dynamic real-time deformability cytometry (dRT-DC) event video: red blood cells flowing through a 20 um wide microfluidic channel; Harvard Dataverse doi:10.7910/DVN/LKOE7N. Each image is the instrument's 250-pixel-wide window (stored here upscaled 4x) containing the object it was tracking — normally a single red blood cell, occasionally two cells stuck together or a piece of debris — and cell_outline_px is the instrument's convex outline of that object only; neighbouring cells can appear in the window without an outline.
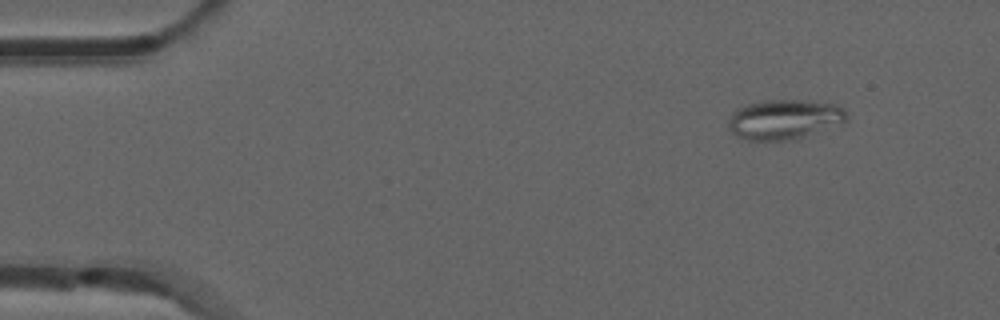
{"species": "common noctule bat (a hibernating species)", "species_latin": "Nyctalus noctula", "temperature_condition": "room temperature", "stored_images_in_passage": 48, "camera_frame_rate_fps": 3000, "um_per_image_px": 0.085, "animal": {"sex": "male", "forearm_length_mm": 52.5}, "frame": {"image": 1, "passage_image": 1, "time_ms": 0.0, "image_size_px": [1000, 320], "cell_outline_px": [[848, 120], [796, 140], [748, 140], [736, 136], [728, 128], [728, 120], [732, 112], [736, 108], [748, 104], [764, 100], [804, 100], [836, 104], [844, 108], [848, 116]], "centroid_in_image_um": [66.65, 10.14], "position_along_channel_um": 18.3, "area_um2": 27.63}}
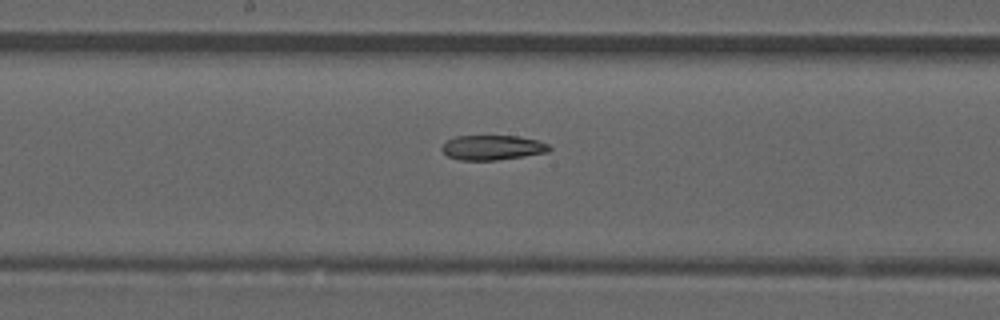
{"frame": {"image": 2, "passage_image": 23, "time_ms": 7.333, "image_size_px": [1000, 320], "cell_outline_px": [[552, 148], [548, 152], [496, 160], [460, 160], [448, 156], [440, 148], [448, 140], [456, 136], [520, 136], [536, 140], [548, 144]], "centroid_in_image_um": [41.86, 12.54], "position_along_channel_um": 206.3, "area_um2": 15.37}}
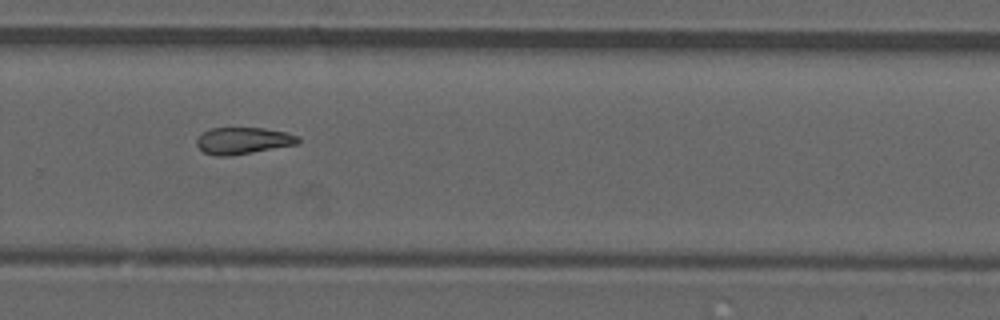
{"frame": {"image": 3, "passage_image": 31, "time_ms": 10.0, "image_size_px": [1000, 320], "cell_outline_px": [[300, 140], [296, 144], [232, 156], [216, 156], [204, 152], [196, 144], [196, 140], [208, 128], [264, 128], [288, 132], [296, 136]], "centroid_in_image_um": [20.64, 11.95], "position_along_channel_um": 309.2, "area_um2": 15.72}}